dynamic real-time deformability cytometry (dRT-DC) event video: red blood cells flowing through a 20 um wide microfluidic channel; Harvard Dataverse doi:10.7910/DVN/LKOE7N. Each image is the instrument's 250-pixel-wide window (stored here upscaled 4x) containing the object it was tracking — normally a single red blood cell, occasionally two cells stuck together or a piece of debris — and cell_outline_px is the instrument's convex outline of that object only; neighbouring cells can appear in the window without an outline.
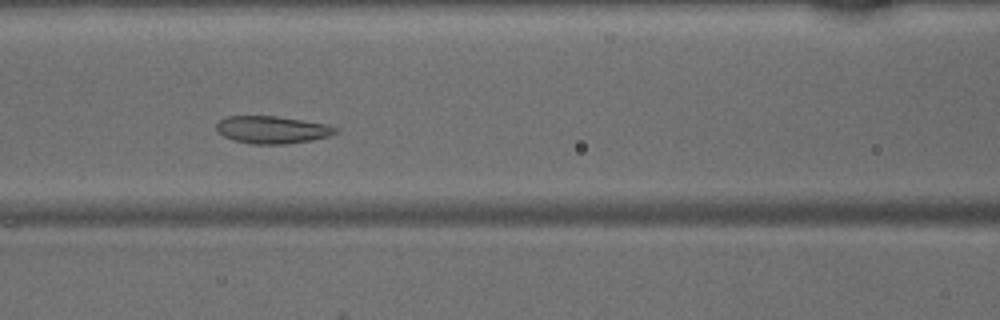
{"species": "common noctule bat (a hibernating species)", "species_latin": "Nyctalus noctula", "temperature_condition": "warm", "stored_images_in_passage": 49, "camera_frame_rate_fps": 3000, "um_per_image_px": 0.085, "animal": {"sex": "male", "body_mass_g": 15.6}, "frame": {"image": 1, "passage_image": 21, "time_ms": 6.667, "image_size_px": [1000, 320], "cell_outline_px": [[340, 128], [336, 132], [328, 136], [312, 140], [288, 144], [252, 144], [232, 140], [216, 132], [216, 124], [220, 120], [228, 116], [276, 116], [304, 120], [328, 124]], "centroid_in_image_um": [23.14, 11.03], "position_along_channel_um": 143.5, "area_um2": 19.25}}
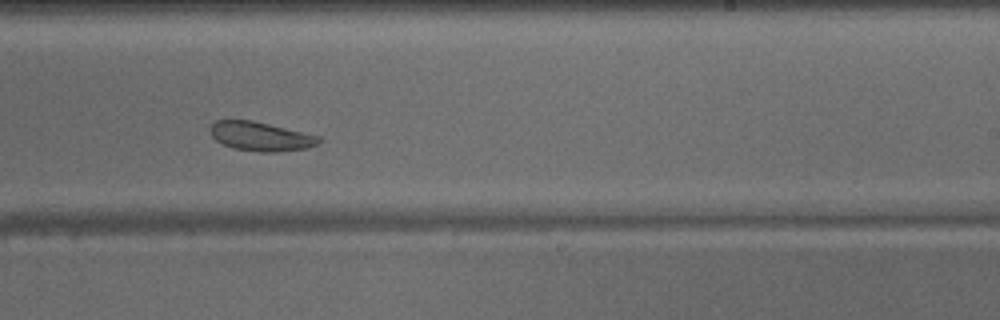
{"frame": {"image": 2, "passage_image": 30, "time_ms": 9.667, "image_size_px": [1000, 320], "cell_outline_px": [[320, 140], [316, 144], [308, 148], [276, 152], [260, 152], [232, 148], [216, 140], [212, 136], [208, 128], [216, 120], [252, 120], [320, 136]], "centroid_in_image_um": [22.13, 11.59], "position_along_channel_um": 266.9, "area_um2": 18.32}}
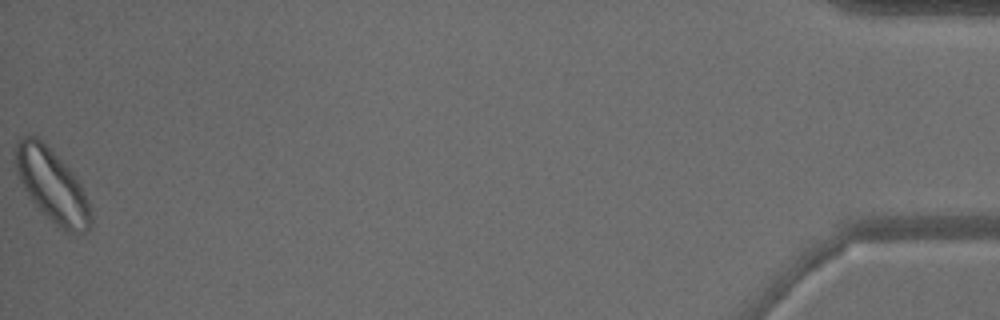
{"frame": {"image": 3, "passage_image": 49, "time_ms": 16.0, "image_size_px": [1000, 320], "cell_outline_px": [[92, 224], [84, 232], [64, 232], [56, 228], [28, 196], [20, 180], [16, 168], [16, 140], [24, 136], [36, 136], [72, 172], [80, 184], [92, 212]], "centroid_in_image_um": [4.43, 15.83], "position_along_channel_um": 430.8, "area_um2": 31.5}}